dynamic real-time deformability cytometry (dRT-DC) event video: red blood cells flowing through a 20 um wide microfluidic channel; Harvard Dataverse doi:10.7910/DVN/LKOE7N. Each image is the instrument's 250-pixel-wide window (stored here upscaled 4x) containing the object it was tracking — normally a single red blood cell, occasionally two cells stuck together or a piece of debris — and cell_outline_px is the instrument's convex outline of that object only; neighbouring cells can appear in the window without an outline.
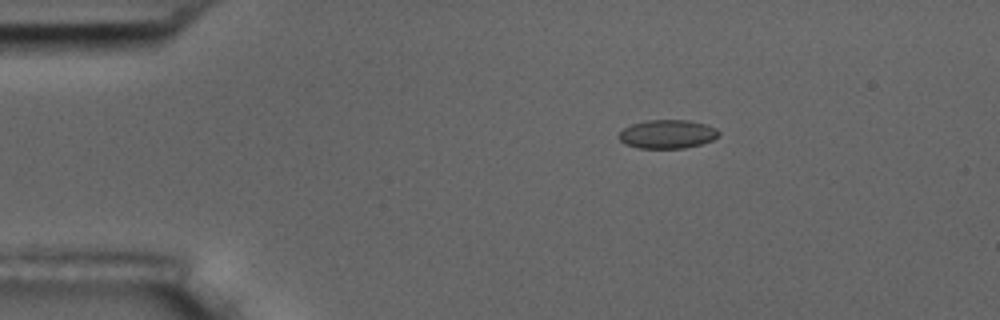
{"species": "common noctule bat (a hibernating species)", "species_latin": "Nyctalus noctula", "temperature_condition": "room temperature", "stored_images_in_passage": 4, "camera_frame_rate_fps": 3000, "um_per_image_px": 0.085, "animal": {"sex": "male", "body_mass_g": 17.5, "forearm_length_mm": 52.3}, "frame": {"image": 1, "passage_image": 2, "time_ms": 1.0, "image_size_px": [1000, 320], "cell_outline_px": [[720, 136], [712, 140], [700, 144], [684, 148], [640, 148], [624, 144], [620, 140], [620, 132], [624, 128], [632, 124], [648, 120], [688, 120], [704, 124], [716, 128], [720, 132]], "centroid_in_image_um": [56.75, 11.4], "position_along_channel_um": 28.3, "area_um2": 16.59}}
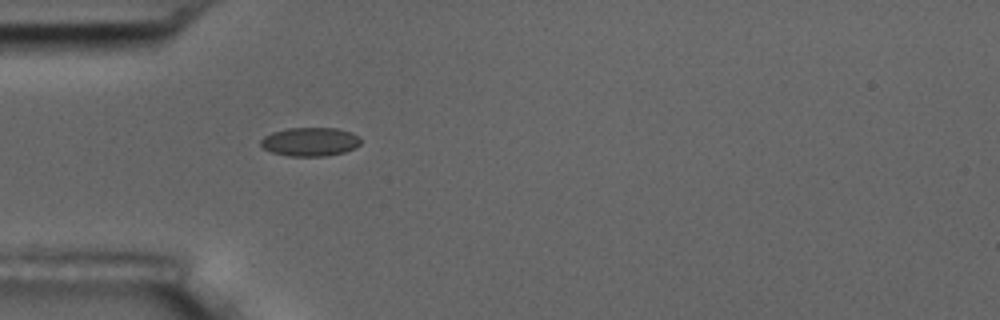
{"frame": {"image": 2, "passage_image": 4, "time_ms": 3.333, "image_size_px": [1000, 320], "cell_outline_px": [[360, 144], [344, 152], [324, 156], [288, 156], [272, 152], [264, 148], [260, 144], [260, 140], [264, 136], [272, 132], [288, 128], [336, 128], [352, 132], [360, 136]], "centroid_in_image_um": [26.35, 12.04], "position_along_channel_um": 58.7, "area_um2": 16.7}}